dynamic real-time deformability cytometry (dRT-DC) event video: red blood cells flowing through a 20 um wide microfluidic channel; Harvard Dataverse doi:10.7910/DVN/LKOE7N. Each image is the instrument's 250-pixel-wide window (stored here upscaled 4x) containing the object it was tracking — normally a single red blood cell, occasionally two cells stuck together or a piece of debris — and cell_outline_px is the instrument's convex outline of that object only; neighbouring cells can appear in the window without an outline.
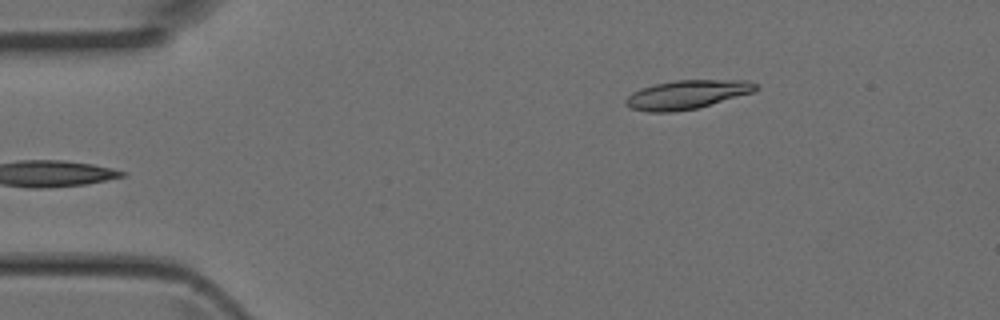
{"species": "Egyptian fruit bat (a non-hibernating species)", "species_latin": "Rousettus aegyptiacus", "temperature_condition": "room temperature", "stored_images_in_passage": 3, "camera_frame_rate_fps": 3000, "um_per_image_px": 0.085, "animal": {"sex": "female"}, "frame": {"image": 1, "passage_image": 3, "time_ms": 0.667, "image_size_px": [1000, 320], "cell_outline_px": [[760, 88], [752, 92], [696, 108], [672, 112], [648, 112], [628, 108], [624, 104], [624, 100], [632, 92], [656, 84], [676, 80], [748, 80], [760, 84]], "centroid_in_image_um": [58.38, 8.04], "position_along_channel_um": 26.6, "area_um2": 21.73}}